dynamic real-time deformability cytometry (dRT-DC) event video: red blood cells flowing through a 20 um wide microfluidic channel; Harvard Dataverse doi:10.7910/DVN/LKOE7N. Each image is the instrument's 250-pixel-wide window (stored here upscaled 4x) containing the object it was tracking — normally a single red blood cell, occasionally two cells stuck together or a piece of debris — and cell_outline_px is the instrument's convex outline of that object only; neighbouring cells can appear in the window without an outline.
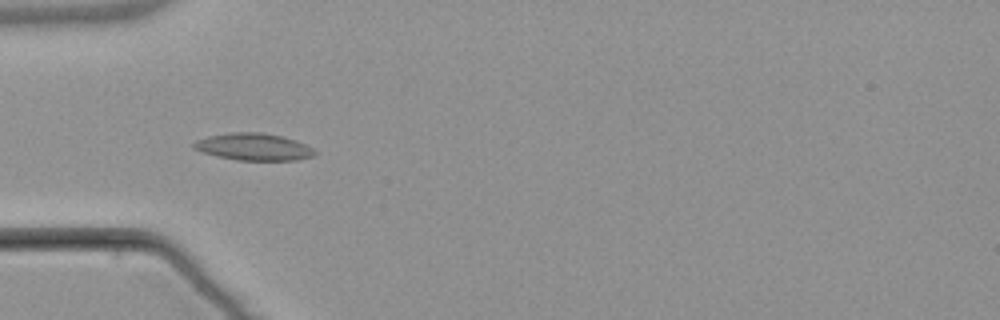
{"species": "common noctule bat (a hibernating species)", "species_latin": "Nyctalus noctula", "temperature_condition": "warm", "stored_images_in_passage": 4, "camera_frame_rate_fps": 3000, "um_per_image_px": 0.085, "animal": {"sex": "male", "body_mass_g": 21.5, "forearm_length_mm": 52.0}, "frame": {"image": 1, "passage_image": 4, "time_ms": 4.667, "image_size_px": [1000, 320], "cell_outline_px": [[316, 152], [312, 156], [296, 160], [236, 160], [216, 156], [192, 148], [192, 144], [196, 140], [208, 136], [232, 132], [260, 132], [280, 136], [296, 140], [312, 148]], "centroid_in_image_um": [21.52, 12.48], "position_along_channel_um": 63.5, "area_um2": 18.96}}